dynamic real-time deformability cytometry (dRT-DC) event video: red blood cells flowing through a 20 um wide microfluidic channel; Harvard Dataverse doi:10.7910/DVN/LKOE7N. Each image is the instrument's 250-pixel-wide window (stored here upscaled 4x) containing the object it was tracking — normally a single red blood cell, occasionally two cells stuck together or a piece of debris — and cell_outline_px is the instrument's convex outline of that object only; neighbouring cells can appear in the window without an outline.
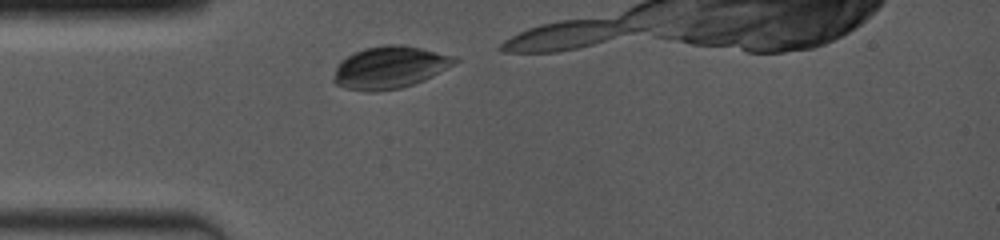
{"species": "common noctule bat (a hibernating species)", "species_latin": "Nyctalus noctula", "temperature_condition": "room temperature", "stored_images_in_passage": 5, "camera_frame_rate_fps": 4000, "um_per_image_px": 0.085, "animal": {"sex": "female", "body_mass_g": 19.0, "forearm_length_mm": 53.3}, "frame": {"image": 1, "passage_image": 1, "time_ms": 0.0, "image_size_px": [1000, 240], "cell_outline_px": [[460, 60], [456, 64], [424, 80], [400, 88], [376, 92], [364, 92], [344, 88], [336, 84], [332, 80], [332, 76], [340, 60], [364, 48], [384, 44], [400, 44], [420, 48], [456, 56]], "centroid_in_image_um": [33.12, 5.74], "position_along_channel_um": 51.9, "area_um2": 30.06}}